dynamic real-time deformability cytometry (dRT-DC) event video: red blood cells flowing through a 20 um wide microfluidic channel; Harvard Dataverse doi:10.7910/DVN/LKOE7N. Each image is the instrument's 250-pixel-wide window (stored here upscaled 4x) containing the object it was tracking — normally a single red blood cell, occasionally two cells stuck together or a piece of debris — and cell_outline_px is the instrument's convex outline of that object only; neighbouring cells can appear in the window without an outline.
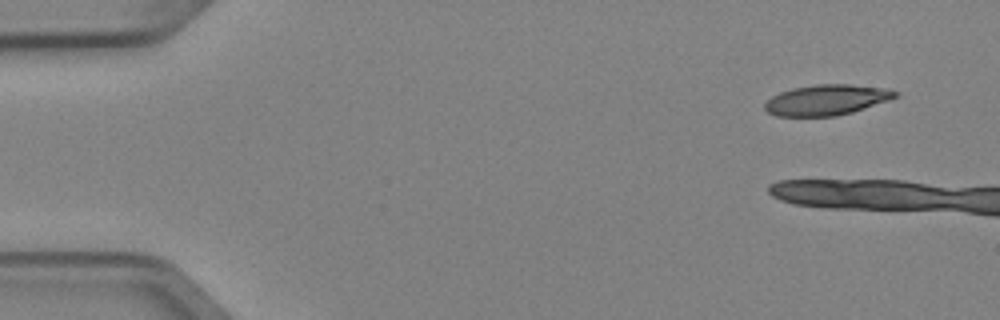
{"species": "Egyptian fruit bat (a non-hibernating species)", "species_latin": "Rousettus aegyptiacus", "temperature_condition": "cold", "stored_images_in_passage": 4, "camera_frame_rate_fps": 3000, "um_per_image_px": 0.085, "animal": {"sex": "female"}, "frame": {"image": 1, "passage_image": 1, "time_ms": 0.0, "image_size_px": [1000, 320], "cell_outline_px": [[900, 96], [852, 112], [836, 116], [776, 116], [768, 112], [764, 108], [764, 104], [772, 96], [780, 92], [792, 88], [816, 84], [852, 84], [892, 88], [900, 92]], "centroid_in_image_um": [70.31, 8.47], "position_along_channel_um": 14.7, "area_um2": 23.47}}